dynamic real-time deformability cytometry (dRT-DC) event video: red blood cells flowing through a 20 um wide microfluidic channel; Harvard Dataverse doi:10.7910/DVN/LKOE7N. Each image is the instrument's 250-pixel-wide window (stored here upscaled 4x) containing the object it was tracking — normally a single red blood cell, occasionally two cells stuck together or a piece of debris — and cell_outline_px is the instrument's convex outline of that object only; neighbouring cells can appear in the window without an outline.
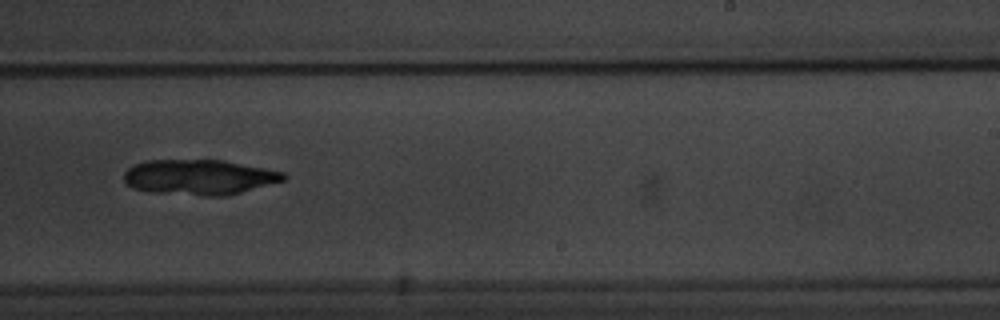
{"species": "common noctule bat (a hibernating species)", "species_latin": "Nyctalus noctula", "temperature_condition": "warm", "stored_images_in_passage": 14, "camera_frame_rate_fps": 3000, "um_per_image_px": 0.085, "animal": {"sex": "male", "body_mass_g": 20.1, "forearm_length_mm": 53.5}, "frame": {"image": 1, "passage_image": 8, "time_ms": 8.333, "image_size_px": [1000, 320], "cell_outline_px": [[288, 176], [284, 180], [228, 196], [204, 196], [152, 192], [132, 188], [124, 180], [124, 172], [132, 164], [144, 160], [224, 160], [284, 172]], "centroid_in_image_um": [16.92, 15.05], "position_along_channel_um": 272.1, "area_um2": 32.95}}
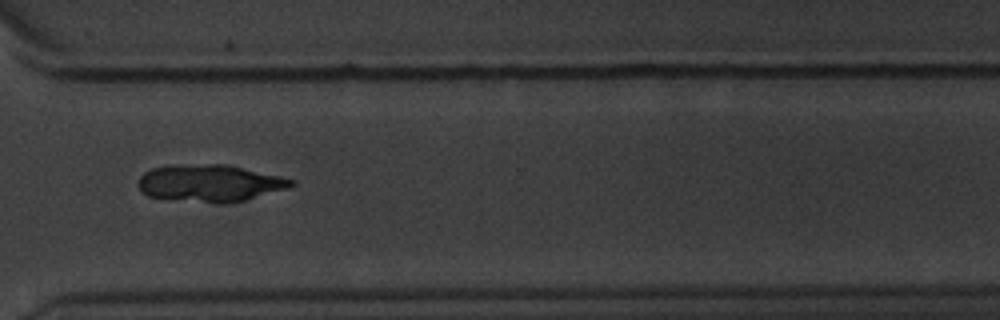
{"frame": {"image": 2, "passage_image": 10, "time_ms": 10.667, "image_size_px": [1000, 320], "cell_outline_px": [[296, 184], [288, 188], [244, 200], [224, 204], [216, 204], [148, 196], [140, 188], [140, 176], [144, 172], [152, 168], [212, 164], [228, 164], [280, 176], [296, 180]], "centroid_in_image_um": [17.92, 15.58], "position_along_channel_um": 352.7, "area_um2": 32.54}}
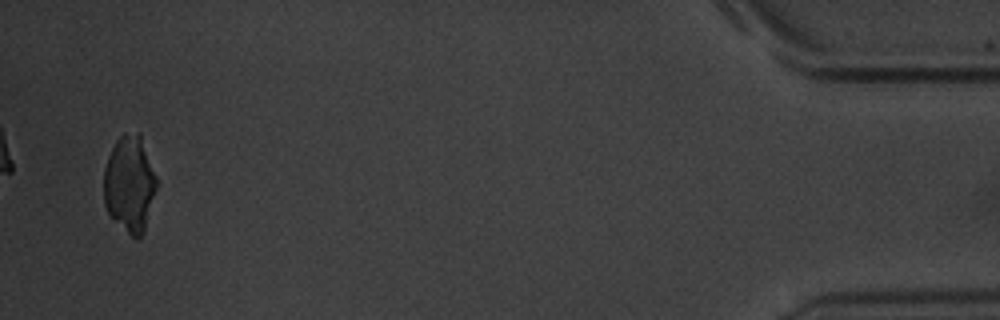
{"frame": {"image": 3, "passage_image": 14, "time_ms": 15.0, "image_size_px": [1000, 320], "cell_outline_px": [[160, 180], [144, 232], [136, 240], [108, 212], [104, 204], [104, 168], [108, 156], [116, 140], [124, 132], [140, 132]], "centroid_in_image_um": [11.07, 15.57], "position_along_channel_um": 424.1, "area_um2": 30.29}}